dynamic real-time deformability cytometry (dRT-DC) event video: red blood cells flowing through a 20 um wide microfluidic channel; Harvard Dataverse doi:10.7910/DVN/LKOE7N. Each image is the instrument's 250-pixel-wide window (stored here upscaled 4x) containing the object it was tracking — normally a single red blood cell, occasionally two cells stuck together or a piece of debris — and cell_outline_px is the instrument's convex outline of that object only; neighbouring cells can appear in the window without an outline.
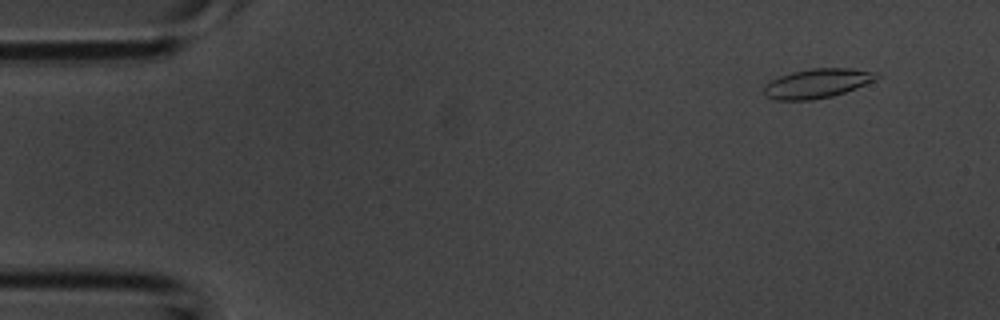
{"species": "common noctule bat (a hibernating species)", "species_latin": "Nyctalus noctula", "temperature_condition": "room temperature", "stored_images_in_passage": 43, "camera_frame_rate_fps": 3000, "um_per_image_px": 0.085, "animal": {"sex": "male", "body_mass_g": 20.1, "forearm_length_mm": 53.5}, "frame": {"image": 1, "passage_image": 4, "time_ms": 1.0, "image_size_px": [1000, 320], "cell_outline_px": [[880, 76], [876, 80], [856, 88], [832, 96], [812, 100], [776, 100], [764, 96], [764, 84], [780, 76], [792, 72], [812, 68], [848, 68], [880, 72]], "centroid_in_image_um": [69.48, 7.08], "position_along_channel_um": 15.5, "area_um2": 19.36}}
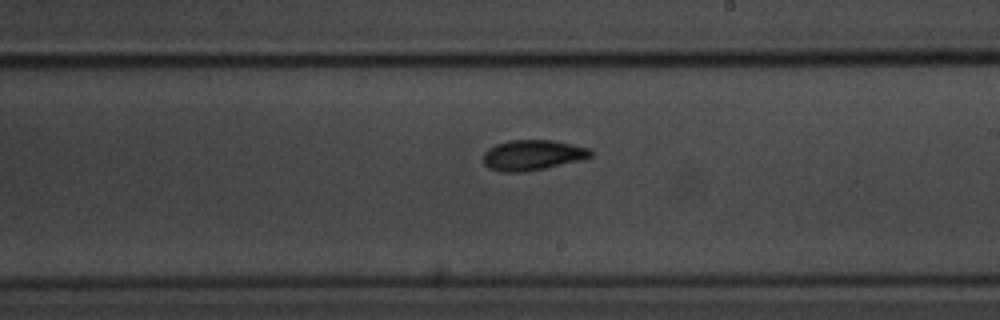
{"frame": {"image": 2, "passage_image": 25, "time_ms": 8.0, "image_size_px": [1000, 320], "cell_outline_px": [[592, 156], [544, 168], [524, 172], [504, 172], [488, 168], [484, 164], [484, 152], [488, 148], [496, 144], [508, 140], [552, 140], [592, 148]], "centroid_in_image_um": [45.23, 13.17], "position_along_channel_um": 243.8, "area_um2": 18.84}}
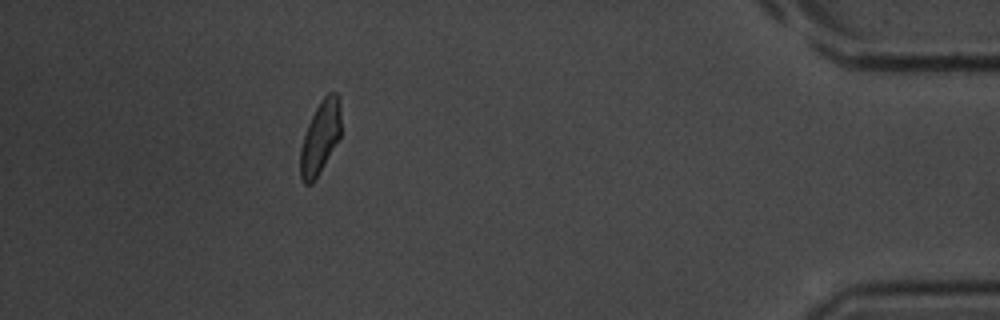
{"frame": {"image": 3, "passage_image": 39, "time_ms": 12.667, "image_size_px": [1000, 320], "cell_outline_px": [[340, 136], [312, 184], [304, 184], [300, 176], [300, 148], [308, 124], [320, 100], [328, 92], [336, 92], [340, 96]], "centroid_in_image_um": [27.21, 11.64], "position_along_channel_um": 408.0, "area_um2": 17.05}}